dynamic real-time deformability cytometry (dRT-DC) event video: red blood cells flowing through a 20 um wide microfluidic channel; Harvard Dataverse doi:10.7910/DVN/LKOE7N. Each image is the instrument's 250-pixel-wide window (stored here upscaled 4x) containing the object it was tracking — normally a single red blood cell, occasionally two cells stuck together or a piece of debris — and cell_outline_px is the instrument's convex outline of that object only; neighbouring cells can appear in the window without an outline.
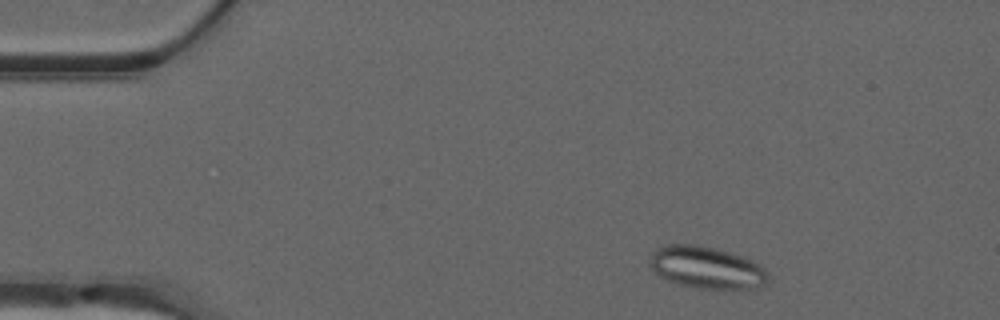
{"species": "common noctule bat (a hibernating species)", "species_latin": "Nyctalus noctula", "temperature_condition": "warm", "stored_images_in_passage": 47, "camera_frame_rate_fps": 3000, "um_per_image_px": 0.085, "animal": {"sex": "male", "forearm_length_mm": 52.5}, "frame": {"image": 1, "passage_image": 4, "time_ms": 1.0, "image_size_px": [1000, 320], "cell_outline_px": [[768, 280], [760, 288], [696, 288], [680, 284], [668, 280], [660, 276], [648, 264], [652, 252], [656, 248], [664, 244], [696, 244], [716, 248], [744, 256], [760, 264], [768, 272]], "centroid_in_image_um": [60.06, 22.72], "position_along_channel_um": 24.9, "area_um2": 29.19}}
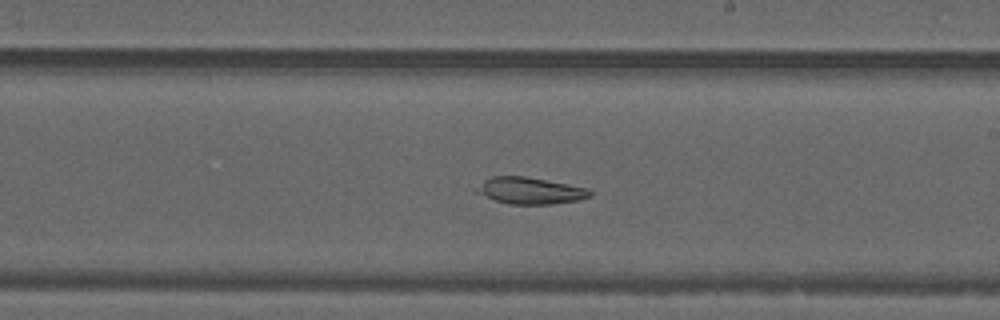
{"frame": {"image": 2, "passage_image": 26, "time_ms": 8.333, "image_size_px": [1000, 320], "cell_outline_px": [[592, 196], [580, 200], [552, 204], [508, 204], [472, 192], [472, 188], [484, 180], [492, 176], [524, 176], [568, 184], [588, 188], [592, 192]], "centroid_in_image_um": [45.01, 16.21], "position_along_channel_um": 244.0, "area_um2": 17.86}}
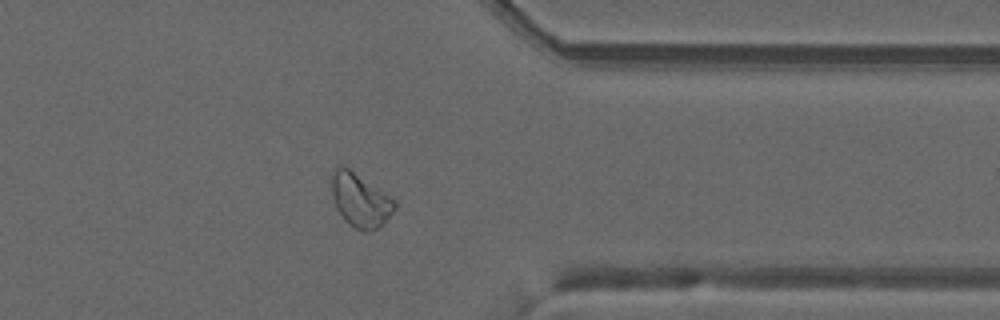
{"frame": {"image": 3, "passage_image": 37, "time_ms": 12.0, "image_size_px": [1000, 320], "cell_outline_px": [[396, 208], [384, 224], [376, 228], [364, 232], [348, 224], [344, 220], [336, 208], [332, 200], [332, 176], [336, 168], [340, 164], [348, 168], [396, 200]], "centroid_in_image_um": [30.62, 17.04], "position_along_channel_um": 380.8, "area_um2": 19.59}, "authors_computed_cell_mechanics": {"area_um2": 21.2704, "velocity_mm_per_s": 3.9752, "shape_relaxation_time_tau1_ms": null, "shape_relaxation_time_tau2_ms": 9.1955, "deformation_change_tau1": null, "deformation_change_tau2": 0.1308}}